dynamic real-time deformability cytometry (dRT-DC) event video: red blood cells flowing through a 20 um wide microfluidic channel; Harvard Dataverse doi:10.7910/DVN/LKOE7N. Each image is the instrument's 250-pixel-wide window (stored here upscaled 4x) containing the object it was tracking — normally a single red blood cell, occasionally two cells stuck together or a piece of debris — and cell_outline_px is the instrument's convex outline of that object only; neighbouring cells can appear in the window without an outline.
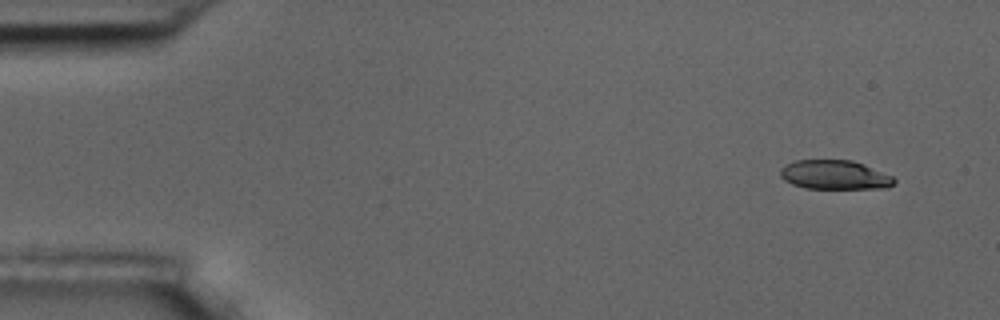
{"species": "common noctule bat (a hibernating species)", "species_latin": "Nyctalus noctula", "temperature_condition": "room temperature", "stored_images_in_passage": 53, "camera_frame_rate_fps": 3000, "um_per_image_px": 0.085, "animal": {"sex": "male", "body_mass_g": 17.5, "forearm_length_mm": 52.3}, "frame": {"image": 1, "passage_image": 1, "time_ms": 0.0, "image_size_px": [1000, 320], "cell_outline_px": [[896, 184], [888, 188], [804, 188], [792, 184], [784, 180], [780, 176], [780, 168], [796, 160], [852, 160], [864, 164], [892, 176], [896, 180]], "centroid_in_image_um": [70.96, 14.86], "position_along_channel_um": 14.0, "area_um2": 19.36}}
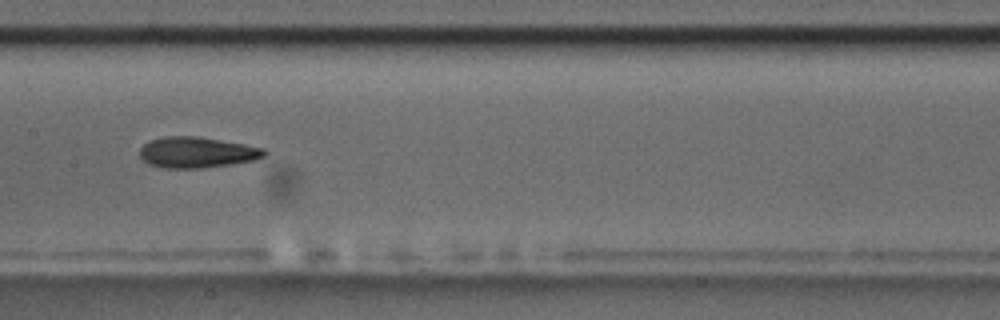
{"frame": {"image": 2, "passage_image": 25, "time_ms": 8.0, "image_size_px": [1000, 320], "cell_outline_px": [[268, 152], [264, 156], [256, 160], [232, 164], [204, 168], [164, 168], [148, 164], [140, 156], [140, 148], [148, 140], [164, 136], [200, 136], [244, 144], [264, 148]], "centroid_in_image_um": [16.74, 12.95], "position_along_channel_um": 190.7, "area_um2": 22.66}}
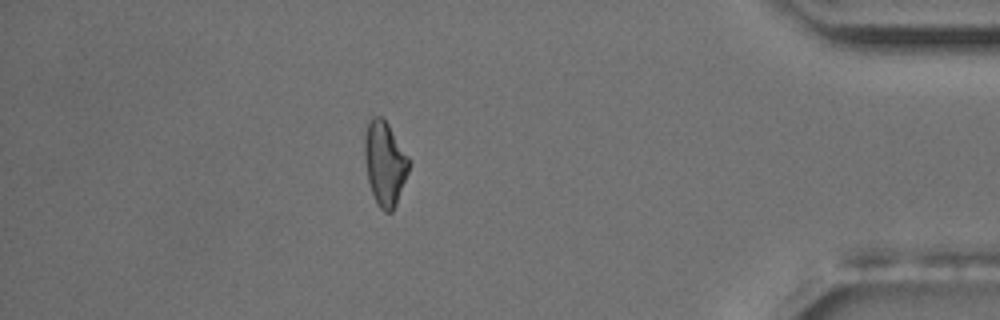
{"frame": {"image": 3, "passage_image": 46, "time_ms": 15.0, "image_size_px": [1000, 320], "cell_outline_px": [[412, 160], [408, 172], [396, 204], [392, 212], [384, 212], [380, 208], [372, 192], [368, 180], [364, 160], [364, 132], [368, 120], [372, 116], [380, 116], [388, 124]], "centroid_in_image_um": [32.71, 13.84], "position_along_channel_um": 402.5, "area_um2": 21.96}}